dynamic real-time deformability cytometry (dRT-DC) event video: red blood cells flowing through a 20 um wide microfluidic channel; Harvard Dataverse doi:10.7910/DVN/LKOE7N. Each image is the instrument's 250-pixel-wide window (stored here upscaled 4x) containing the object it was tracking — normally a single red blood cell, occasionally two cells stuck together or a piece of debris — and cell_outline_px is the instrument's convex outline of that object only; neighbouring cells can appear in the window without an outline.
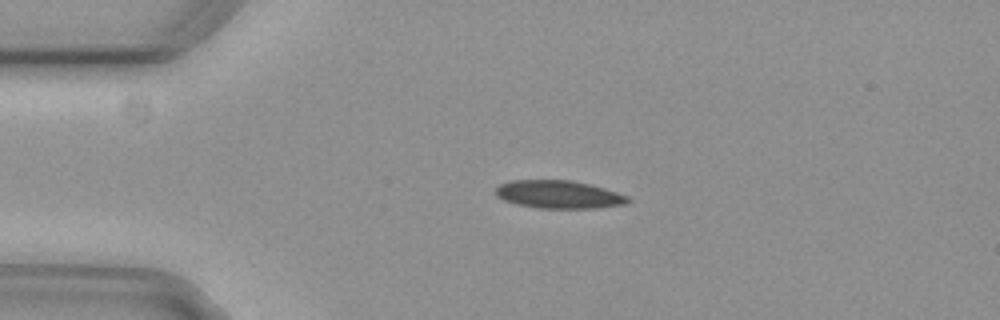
{"species": "common noctule bat (a hibernating species)", "species_latin": "Nyctalus noctula", "temperature_condition": "cold", "stored_images_in_passage": 3, "camera_frame_rate_fps": 3000, "um_per_image_px": 0.085, "animal": {"sex": "female", "body_mass_g": 29.2, "forearm_length_mm": 56.3}, "frame": {"image": 1, "passage_image": 3, "time_ms": 0.667, "image_size_px": [1000, 320], "cell_outline_px": [[632, 200], [628, 204], [596, 208], [536, 208], [516, 204], [504, 200], [496, 196], [496, 188], [500, 184], [512, 180], [572, 180], [604, 188], [628, 196]], "centroid_in_image_um": [47.51, 16.53], "position_along_channel_um": 37.5, "area_um2": 21.62}}